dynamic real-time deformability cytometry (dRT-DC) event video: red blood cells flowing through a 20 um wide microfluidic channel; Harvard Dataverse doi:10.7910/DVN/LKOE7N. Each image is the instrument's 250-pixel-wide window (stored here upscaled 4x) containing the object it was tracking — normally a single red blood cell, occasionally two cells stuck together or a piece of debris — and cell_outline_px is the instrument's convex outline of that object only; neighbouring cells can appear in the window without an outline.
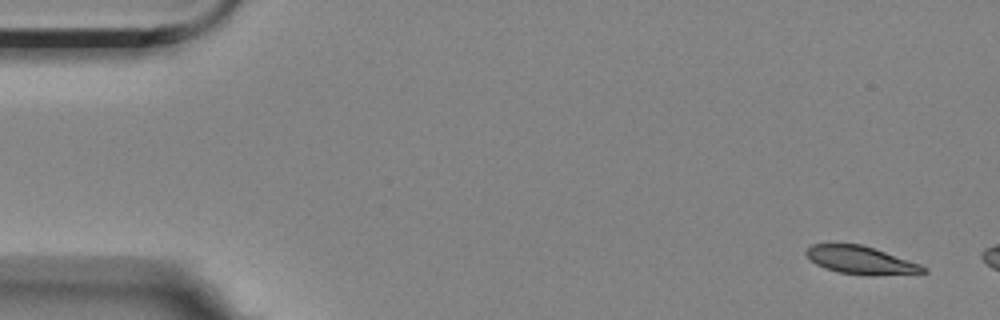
{"species": "Egyptian fruit bat (a non-hibernating species)", "species_latin": "Rousettus aegyptiacus", "temperature_condition": "room temperature", "stored_images_in_passage": 4, "camera_frame_rate_fps": 3000, "um_per_image_px": 0.085, "animal": {"sex": "female"}, "frame": {"image": 1, "passage_image": 1, "time_ms": 0.0, "image_size_px": [1000, 320], "cell_outline_px": [[928, 272], [872, 276], [864, 276], [840, 272], [824, 268], [816, 264], [804, 252], [812, 244], [860, 244], [920, 264]], "centroid_in_image_um": [73.14, 22.13], "position_along_channel_um": 11.9, "area_um2": 18.73}}